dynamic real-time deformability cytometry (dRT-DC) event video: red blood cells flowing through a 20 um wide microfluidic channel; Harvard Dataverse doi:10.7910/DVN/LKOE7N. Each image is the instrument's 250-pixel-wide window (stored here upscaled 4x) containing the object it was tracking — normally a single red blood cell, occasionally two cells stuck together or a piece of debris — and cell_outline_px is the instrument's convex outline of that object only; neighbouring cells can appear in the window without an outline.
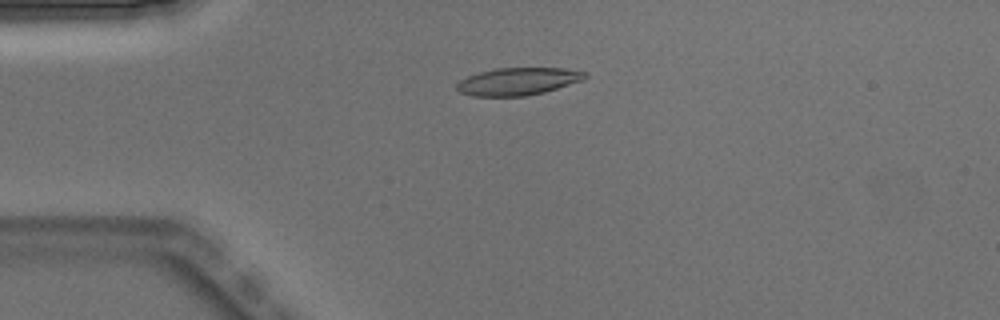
{"species": "Egyptian fruit bat (a non-hibernating species)", "species_latin": "Rousettus aegyptiacus", "temperature_condition": "warm", "stored_images_in_passage": 5, "camera_frame_rate_fps": 3000, "um_per_image_px": 0.085, "animal": {"sex": "male"}, "frame": {"image": 1, "passage_image": 4, "time_ms": 1.0, "image_size_px": [1000, 320], "cell_outline_px": [[588, 76], [584, 80], [544, 92], [524, 96], [472, 96], [460, 92], [456, 88], [456, 84], [460, 80], [468, 76], [480, 72], [496, 68], [564, 68], [588, 72]], "centroid_in_image_um": [44.06, 6.91], "position_along_channel_um": 40.9, "area_um2": 20.58}}